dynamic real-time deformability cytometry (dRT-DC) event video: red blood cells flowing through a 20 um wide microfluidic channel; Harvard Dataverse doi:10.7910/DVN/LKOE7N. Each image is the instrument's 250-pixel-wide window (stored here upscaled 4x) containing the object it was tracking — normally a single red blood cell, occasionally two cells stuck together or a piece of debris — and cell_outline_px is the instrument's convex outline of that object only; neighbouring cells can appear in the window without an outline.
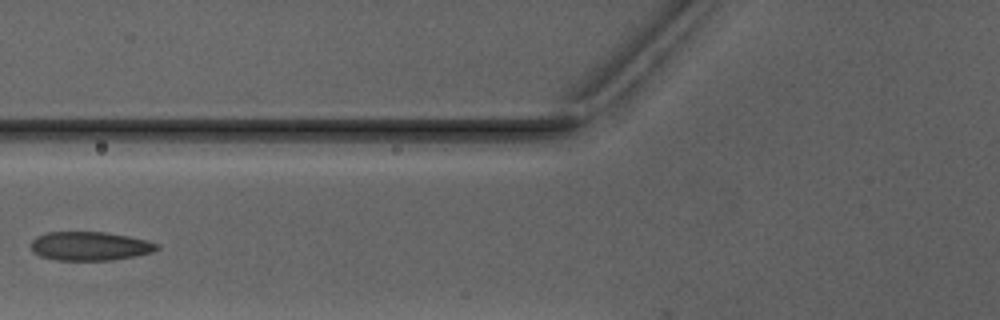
{"species": "Egyptian fruit bat (a non-hibernating species)", "species_latin": "Rousettus aegyptiacus", "temperature_condition": "warm", "stored_images_in_passage": 7, "camera_frame_rate_fps": 3000, "um_per_image_px": 0.085, "animal": {"sex": "male"}, "frame": {"image": 1, "passage_image": 6, "time_ms": 6.0, "image_size_px": [1000, 320], "cell_outline_px": [[160, 248], [152, 252], [112, 260], [56, 260], [40, 256], [32, 252], [32, 240], [36, 236], [48, 232], [104, 232], [128, 236], [148, 240], [160, 244]], "centroid_in_image_um": [7.65, 20.91], "position_along_channel_um": 118.2, "area_um2": 21.15}}
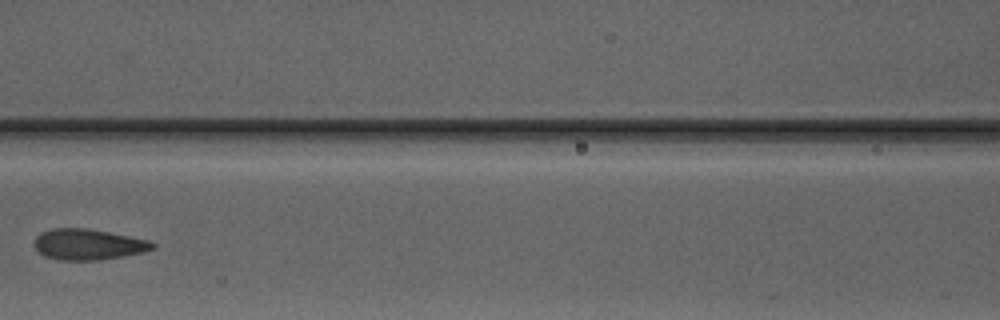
{"frame": {"image": 2, "passage_image": 7, "time_ms": 7.0, "image_size_px": [1000, 320], "cell_outline_px": [[156, 248], [140, 252], [100, 260], [60, 260], [44, 256], [36, 248], [36, 236], [40, 232], [52, 228], [88, 228], [148, 240], [156, 244]], "centroid_in_image_um": [7.48, 20.77], "position_along_channel_um": 159.1, "area_um2": 20.98}}